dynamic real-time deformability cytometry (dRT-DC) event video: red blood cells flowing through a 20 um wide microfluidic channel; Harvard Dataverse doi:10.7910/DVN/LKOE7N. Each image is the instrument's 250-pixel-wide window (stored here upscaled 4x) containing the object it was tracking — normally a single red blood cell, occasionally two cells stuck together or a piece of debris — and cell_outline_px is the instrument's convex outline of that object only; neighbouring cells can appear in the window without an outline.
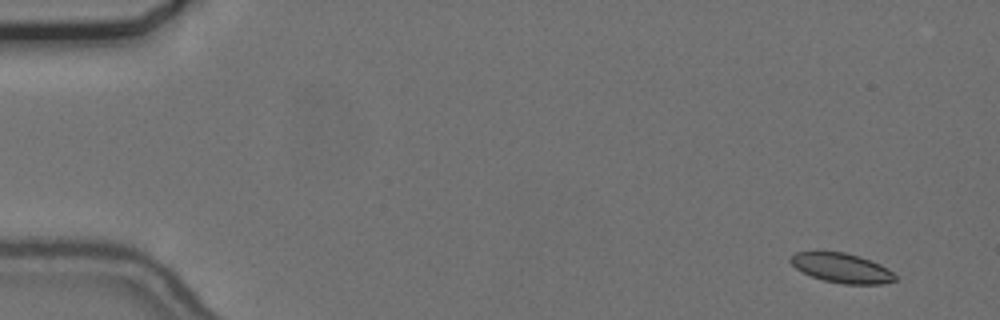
{"species": "common noctule bat (a hibernating species)", "species_latin": "Nyctalus noctula", "temperature_condition": "cold", "stored_images_in_passage": 54, "camera_frame_rate_fps": 3000, "um_per_image_px": 0.085, "animal": {"sex": "female", "body_mass_g": 24.6, "forearm_length_mm": 56.2}, "frame": {"image": 1, "passage_image": 1, "time_ms": 0.0, "image_size_px": [1000, 320], "cell_outline_px": [[896, 280], [880, 284], [844, 284], [824, 280], [812, 276], [796, 268], [788, 260], [796, 252], [844, 252], [860, 256], [880, 264], [888, 268], [896, 276]], "centroid_in_image_um": [71.57, 22.78], "position_along_channel_um": 13.4, "area_um2": 17.8}}
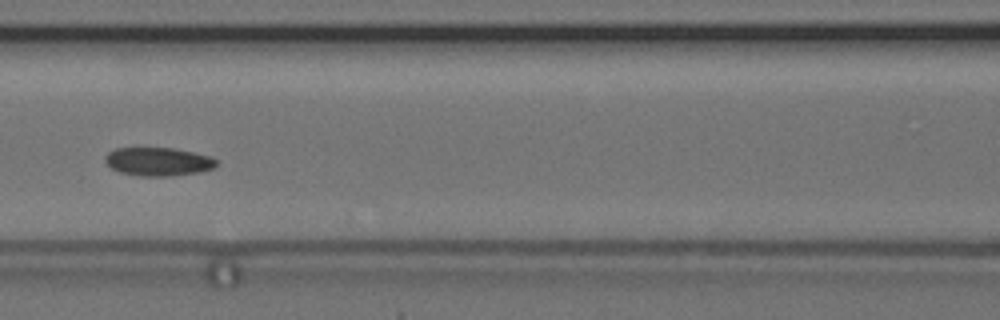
{"frame": {"image": 2, "passage_image": 23, "time_ms": 7.333, "image_size_px": [1000, 320], "cell_outline_px": [[220, 164], [212, 168], [200, 172], [172, 176], [140, 176], [120, 172], [112, 168], [104, 160], [104, 156], [108, 152], [116, 148], [172, 148], [212, 156]], "centroid_in_image_um": [13.46, 13.74], "position_along_channel_um": 153.1, "area_um2": 18.5}}
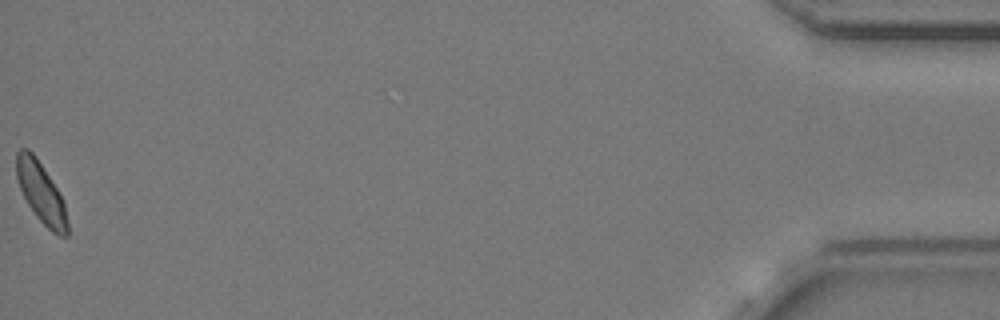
{"frame": {"image": 3, "passage_image": 54, "time_ms": 17.667, "image_size_px": [1000, 320], "cell_outline_px": [[68, 236], [60, 236], [52, 232], [36, 216], [28, 204], [20, 188], [16, 176], [16, 152], [20, 148], [28, 148], [36, 156], [56, 188], [64, 204], [68, 224]], "centroid_in_image_um": [3.47, 16.36], "position_along_channel_um": 431.7, "area_um2": 17.74}, "authors_computed_cell_mechanics": {"area_um2": 18.8139, "velocity_mm_per_s": 3.6622, "shape_relaxation_time_tau1_ms": null, "shape_relaxation_time_tau2_ms": 4.3626, "deformation_change_tau1": null, "deformation_change_tau2": 0.0782}}